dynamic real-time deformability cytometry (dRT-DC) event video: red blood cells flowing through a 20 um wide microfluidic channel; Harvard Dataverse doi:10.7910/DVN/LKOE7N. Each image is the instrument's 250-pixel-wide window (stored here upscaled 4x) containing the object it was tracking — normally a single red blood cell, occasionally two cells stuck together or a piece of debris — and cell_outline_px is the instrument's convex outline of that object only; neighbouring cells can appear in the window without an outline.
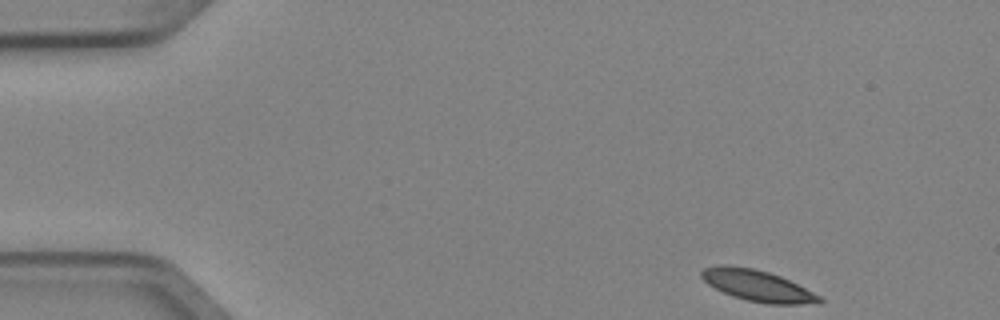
{"species": "Egyptian fruit bat (a non-hibernating species)", "species_latin": "Rousettus aegyptiacus", "temperature_condition": "cold", "stored_images_in_passage": 5, "camera_frame_rate_fps": 3000, "um_per_image_px": 0.085, "animal": {"sex": "female"}, "frame": {"image": 1, "passage_image": 1, "time_ms": 0.0, "image_size_px": [1000, 320], "cell_outline_px": [[824, 300], [820, 304], [768, 304], [748, 300], [732, 296], [708, 284], [700, 276], [700, 272], [704, 268], [716, 264], [728, 264], [752, 268], [768, 272], [780, 276], [820, 296]], "centroid_in_image_um": [64.36, 24.27], "position_along_channel_um": 20.6, "area_um2": 21.39}}
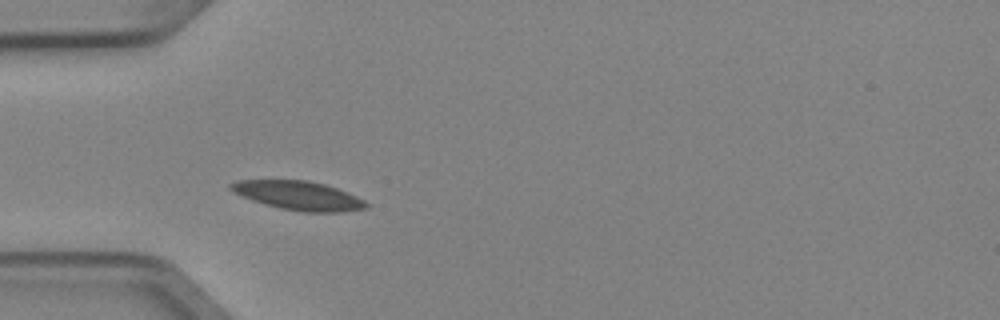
{"frame": {"image": 2, "passage_image": 4, "time_ms": 1.0, "image_size_px": [1000, 320], "cell_outline_px": [[368, 208], [344, 212], [304, 212], [280, 208], [264, 204], [252, 200], [232, 192], [228, 188], [228, 184], [236, 180], [308, 180], [324, 184], [336, 188], [356, 196], [364, 200], [368, 204]], "centroid_in_image_um": [25.34, 16.62], "position_along_channel_um": 59.7, "area_um2": 22.89}}
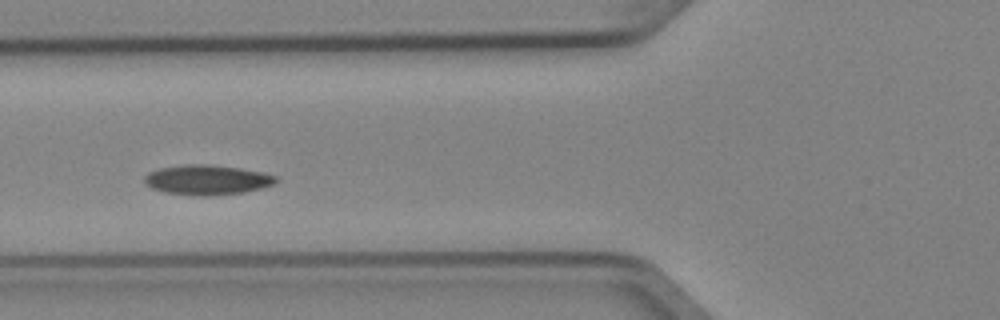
{"frame": {"image": 3, "passage_image": 5, "time_ms": 1.333, "image_size_px": [1000, 320], "cell_outline_px": [[276, 180], [272, 184], [260, 188], [244, 192], [208, 196], [204, 196], [164, 192], [152, 188], [144, 184], [144, 176], [148, 172], [160, 168], [184, 164], [208, 164], [240, 168], [264, 172], [276, 176]], "centroid_in_image_um": [17.56, 15.28], "position_along_channel_um": 108.2, "area_um2": 22.83}}